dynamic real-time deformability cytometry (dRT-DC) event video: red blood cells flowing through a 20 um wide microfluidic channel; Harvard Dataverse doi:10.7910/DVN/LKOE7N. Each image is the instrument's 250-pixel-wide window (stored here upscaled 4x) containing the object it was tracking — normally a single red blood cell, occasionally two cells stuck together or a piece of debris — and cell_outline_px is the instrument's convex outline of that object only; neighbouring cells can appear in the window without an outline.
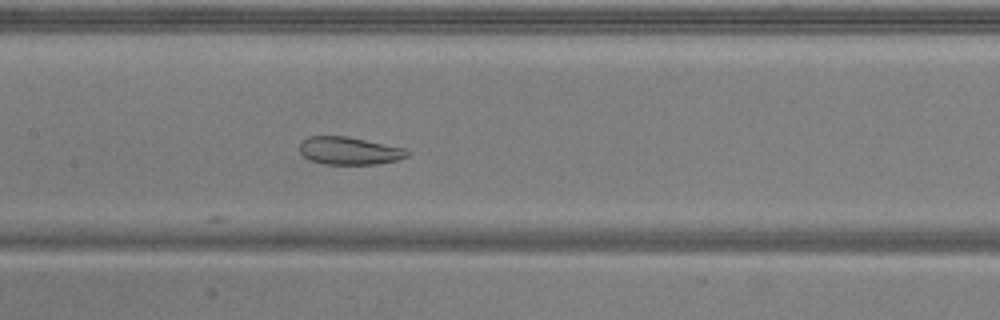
{"species": "common noctule bat (a hibernating species)", "species_latin": "Nyctalus noctula", "temperature_condition": "warm", "stored_images_in_passage": 20, "camera_frame_rate_fps": 3000, "um_per_image_px": 0.085, "animal": {"sex": "male", "body_mass_g": 20.5, "forearm_length_mm": 52.5}, "frame": {"image": 1, "passage_image": 11, "time_ms": 3.333, "image_size_px": [1000, 320], "cell_outline_px": [[412, 152], [408, 156], [396, 160], [376, 164], [324, 164], [308, 160], [300, 152], [300, 140], [308, 136], [348, 136], [404, 148]], "centroid_in_image_um": [29.66, 12.81], "position_along_channel_um": 177.7, "area_um2": 17.51}}
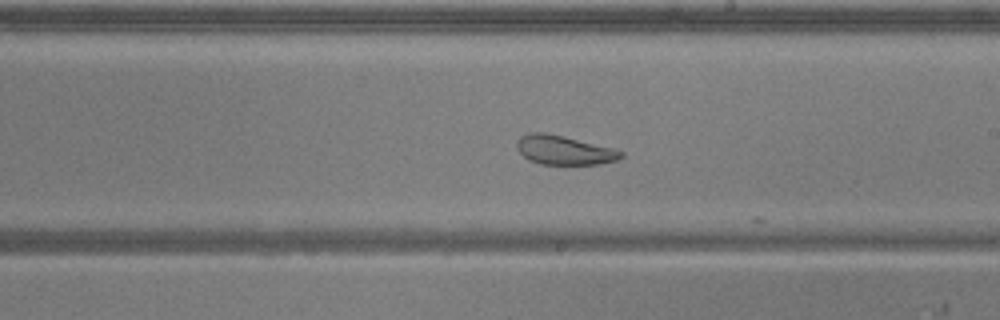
{"frame": {"image": 2, "passage_image": 16, "time_ms": 5.0, "image_size_px": [1000, 320], "cell_outline_px": [[624, 156], [616, 160], [600, 164], [540, 164], [528, 160], [516, 148], [516, 144], [520, 136], [528, 132], [544, 132], [564, 136], [612, 148], [624, 152]], "centroid_in_image_um": [47.92, 12.75], "position_along_channel_um": 241.1, "area_um2": 17.69}}